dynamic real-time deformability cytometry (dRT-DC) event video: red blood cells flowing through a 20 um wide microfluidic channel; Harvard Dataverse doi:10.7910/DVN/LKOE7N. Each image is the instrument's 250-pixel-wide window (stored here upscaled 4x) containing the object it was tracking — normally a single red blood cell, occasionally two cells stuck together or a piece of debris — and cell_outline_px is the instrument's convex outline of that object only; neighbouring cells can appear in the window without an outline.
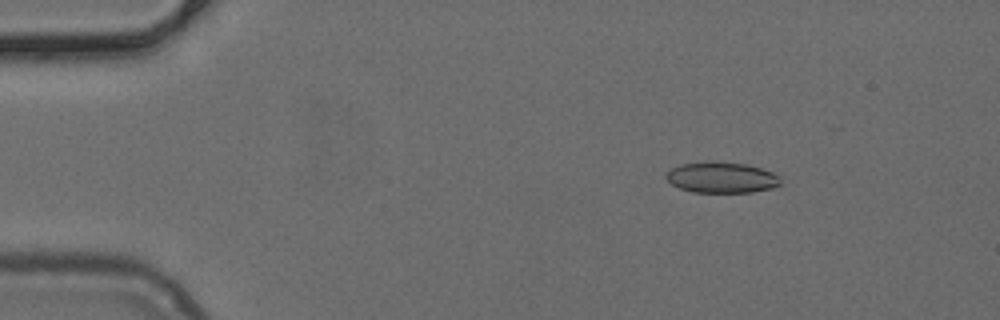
{"species": "common noctule bat (a hibernating species)", "species_latin": "Nyctalus noctula", "temperature_condition": "cold", "stored_images_in_passage": 41, "camera_frame_rate_fps": 3000, "um_per_image_px": 0.085, "animal": {"sex": "female", "body_mass_g": 24.6, "forearm_length_mm": 56.2}, "frame": {"image": 1, "passage_image": 8, "time_ms": 2.333, "image_size_px": [1000, 320], "cell_outline_px": [[780, 184], [776, 188], [752, 192], [692, 192], [680, 188], [672, 184], [664, 176], [672, 168], [680, 164], [708, 160], [744, 164], [760, 168], [772, 172], [780, 180]], "centroid_in_image_um": [61.31, 15.08], "position_along_channel_um": 23.7, "area_um2": 20.63}}
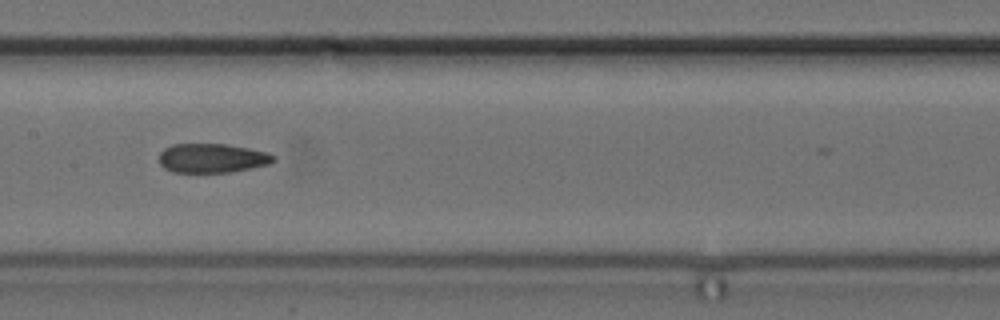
{"frame": {"image": 2, "passage_image": 26, "time_ms": 8.333, "image_size_px": [1000, 320], "cell_outline_px": [[276, 160], [268, 164], [232, 172], [172, 172], [164, 168], [160, 164], [160, 152], [164, 148], [172, 144], [228, 144], [268, 152], [276, 156]], "centroid_in_image_um": [18.04, 13.44], "position_along_channel_um": 189.4, "area_um2": 19.54}}
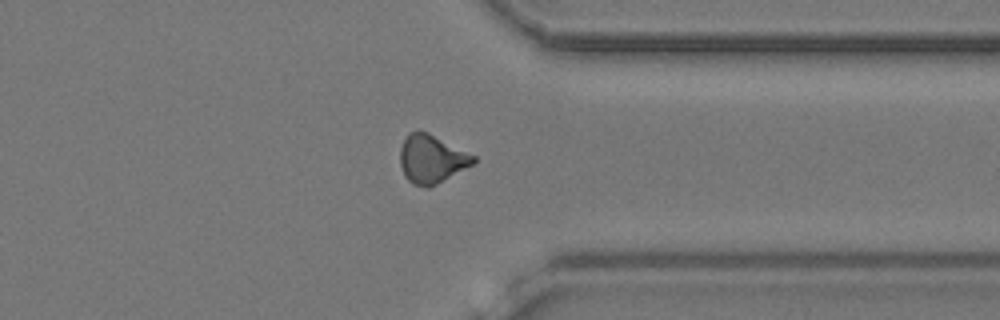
{"frame": {"image": 3, "passage_image": 40, "time_ms": 13.0, "image_size_px": [1000, 320], "cell_outline_px": [[476, 160], [472, 164], [436, 184], [428, 188], [412, 184], [404, 176], [400, 164], [400, 148], [408, 132], [428, 132], [476, 156]], "centroid_in_image_um": [36.66, 13.52], "position_along_channel_um": 374.7, "area_um2": 20.4}}